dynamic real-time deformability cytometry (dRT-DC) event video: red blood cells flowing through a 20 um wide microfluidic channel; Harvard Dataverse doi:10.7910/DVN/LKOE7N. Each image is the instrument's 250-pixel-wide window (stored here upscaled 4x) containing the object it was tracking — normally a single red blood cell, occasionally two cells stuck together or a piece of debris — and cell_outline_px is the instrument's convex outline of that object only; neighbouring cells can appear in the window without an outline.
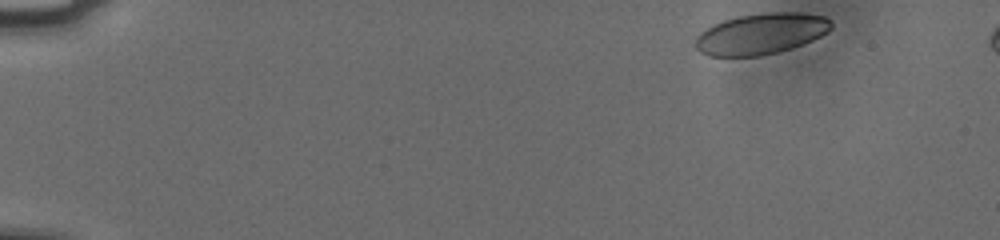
{"species": "human", "species_latin": "Homo sapiens", "temperature_condition": "cold", "stored_images_in_passage": 50, "camera_frame_rate_fps": 3000, "um_per_image_px": 0.085, "donor": {"sex": "male"}, "frame": {"image": 1, "passage_image": 1, "time_ms": 0.0, "image_size_px": [1000, 240], "cell_outline_px": [[832, 28], [828, 32], [804, 44], [792, 48], [760, 56], [708, 56], [700, 52], [696, 48], [696, 36], [700, 32], [712, 24], [724, 20], [740, 16], [764, 12], [800, 12], [824, 16], [832, 24]], "centroid_in_image_um": [64.68, 2.87], "position_along_channel_um": 20.3, "area_um2": 32.54}}
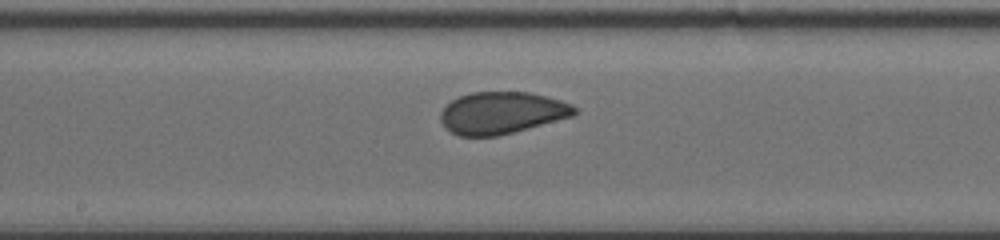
{"frame": {"image": 2, "passage_image": 26, "time_ms": 8.333, "image_size_px": [1000, 240], "cell_outline_px": [[576, 112], [572, 116], [512, 132], [496, 136], [460, 136], [452, 132], [440, 120], [440, 112], [452, 100], [460, 96], [472, 92], [528, 92], [560, 100], [572, 104], [576, 108]], "centroid_in_image_um": [42.64, 9.58], "position_along_channel_um": 205.6, "area_um2": 32.25}}
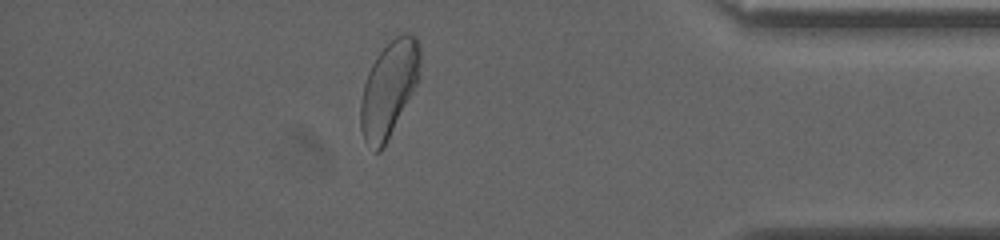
{"frame": {"image": 3, "passage_image": 44, "time_ms": 14.333, "image_size_px": [1000, 240], "cell_outline_px": [[420, 76], [412, 92], [380, 152], [376, 152], [364, 140], [360, 128], [360, 104], [364, 84], [368, 72], [376, 56], [396, 36], [404, 32], [408, 32], [416, 36], [420, 44]], "centroid_in_image_um": [33.06, 7.5], "position_along_channel_um": 402.1, "area_um2": 32.66}, "authors_computed_cell_mechanics": {"area_um2": 33.0616, "velocity_mm_per_s": 3.7589, "shape_relaxation_time_tau1_ms": null, "shape_relaxation_time_tau2_ms": 0.7816, "deformation_change_tau1": null, "deformation_change_tau2": 0.0638}}